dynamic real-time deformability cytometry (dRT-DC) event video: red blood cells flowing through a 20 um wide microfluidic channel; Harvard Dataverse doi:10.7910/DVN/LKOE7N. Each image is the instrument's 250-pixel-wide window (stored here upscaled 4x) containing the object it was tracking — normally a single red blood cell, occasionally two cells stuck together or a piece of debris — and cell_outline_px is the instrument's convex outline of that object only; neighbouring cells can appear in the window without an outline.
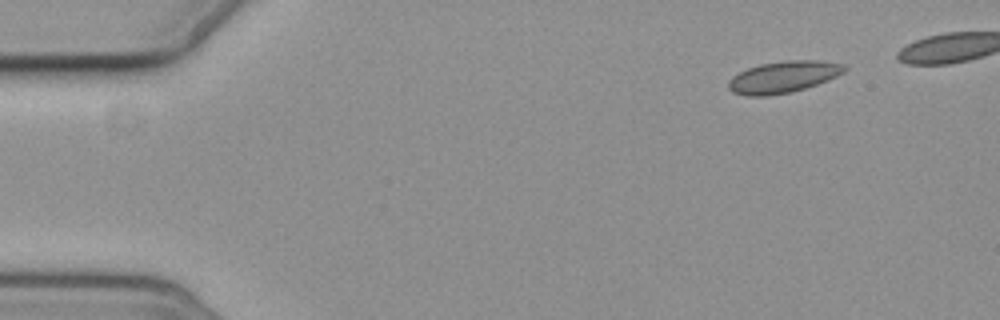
{"species": "common noctule bat (a hibernating species)", "species_latin": "Nyctalus noctula", "temperature_condition": "cold", "stored_images_in_passage": 5, "camera_frame_rate_fps": 3000, "um_per_image_px": 0.085, "animal": {"sex": "female", "body_mass_g": 19.3, "forearm_length_mm": 54.1}, "frame": {"image": 1, "passage_image": 1, "time_ms": 0.0, "image_size_px": [1000, 320], "cell_outline_px": [[848, 68], [844, 72], [828, 80], [792, 92], [768, 96], [748, 96], [732, 92], [728, 88], [728, 80], [732, 76], [748, 68], [760, 64], [784, 60], [820, 60], [844, 64]], "centroid_in_image_um": [66.57, 6.54], "position_along_channel_um": 18.4, "area_um2": 21.5}}